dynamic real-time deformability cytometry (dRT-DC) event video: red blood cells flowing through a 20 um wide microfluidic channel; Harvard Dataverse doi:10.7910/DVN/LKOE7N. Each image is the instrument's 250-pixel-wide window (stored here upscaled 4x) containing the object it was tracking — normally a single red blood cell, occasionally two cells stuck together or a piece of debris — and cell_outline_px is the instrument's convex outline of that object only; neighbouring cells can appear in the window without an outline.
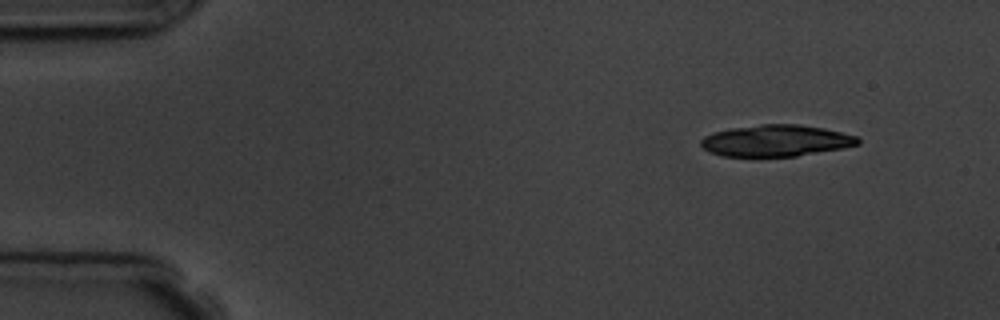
{"species": "common noctule bat (a hibernating species)", "species_latin": "Nyctalus noctula", "temperature_condition": "room temperature", "stored_images_in_passage": 4, "camera_frame_rate_fps": 3000, "um_per_image_px": 0.085, "animal": {"sex": "male", "body_mass_g": 19.5, "forearm_length_mm": 54.6}, "frame": {"image": 1, "passage_image": 1, "time_ms": 0.0, "image_size_px": [1000, 320], "cell_outline_px": [[860, 144], [844, 148], [796, 156], [720, 156], [708, 152], [700, 144], [700, 140], [704, 136], [712, 132], [732, 128], [760, 124], [800, 124], [824, 128], [856, 136], [860, 140]], "centroid_in_image_um": [65.94, 11.95], "position_along_channel_um": 19.1, "area_um2": 28.96}}